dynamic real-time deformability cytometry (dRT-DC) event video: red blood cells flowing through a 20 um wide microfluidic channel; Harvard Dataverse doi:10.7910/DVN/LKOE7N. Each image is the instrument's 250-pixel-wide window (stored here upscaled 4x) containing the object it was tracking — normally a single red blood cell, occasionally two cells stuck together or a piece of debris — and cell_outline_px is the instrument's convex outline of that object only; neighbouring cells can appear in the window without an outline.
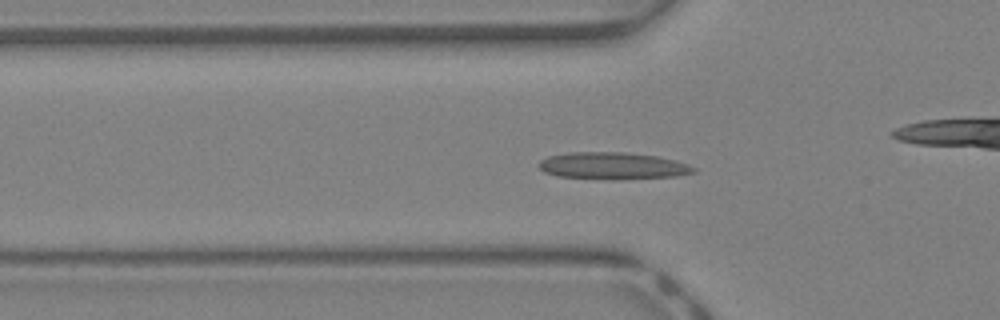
{"species": "Egyptian fruit bat (a non-hibernating species)", "species_latin": "Rousettus aegyptiacus", "temperature_condition": "warm", "stored_images_in_passage": 42, "camera_frame_rate_fps": 3000, "um_per_image_px": 0.085, "animal": {"sex": "female"}, "frame": {"image": 1, "passage_image": 14, "time_ms": 4.333, "image_size_px": [1000, 320], "cell_outline_px": [[696, 172], [676, 176], [616, 180], [556, 176], [544, 172], [536, 164], [540, 160], [548, 156], [572, 152], [628, 152], [656, 156], [676, 160], [688, 164], [696, 168]], "centroid_in_image_um": [52.08, 14.1], "position_along_channel_um": 73.7, "area_um2": 24.62}}
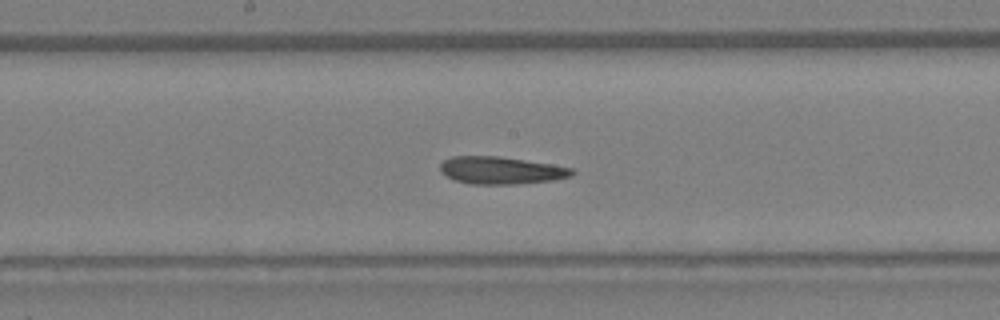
{"frame": {"image": 2, "passage_image": 22, "time_ms": 7.0, "image_size_px": [1000, 320], "cell_outline_px": [[576, 172], [572, 176], [552, 180], [516, 184], [472, 184], [452, 180], [440, 172], [440, 164], [444, 160], [452, 156], [496, 156], [552, 164], [576, 168]], "centroid_in_image_um": [42.59, 14.48], "position_along_channel_um": 205.6, "area_um2": 21.21}}
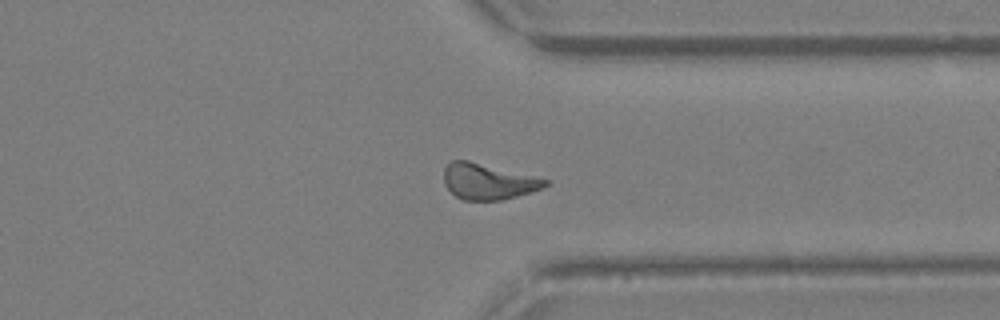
{"frame": {"image": 3, "passage_image": 32, "time_ms": 10.333, "image_size_px": [1000, 320], "cell_outline_px": [[548, 184], [544, 188], [504, 200], [464, 200], [456, 196], [444, 184], [444, 168], [452, 160], [468, 160], [548, 180]], "centroid_in_image_um": [41.47, 15.44], "position_along_channel_um": 369.9, "area_um2": 20.92}, "authors_computed_cell_mechanics": {"area_um2": 21.8195, "velocity_mm_per_s": 4.9452, "shape_relaxation_time_tau1_ms": null, "shape_relaxation_time_tau2_ms": 5.8219, "deformation_change_tau1": null, "deformation_change_tau2": 0.166}}